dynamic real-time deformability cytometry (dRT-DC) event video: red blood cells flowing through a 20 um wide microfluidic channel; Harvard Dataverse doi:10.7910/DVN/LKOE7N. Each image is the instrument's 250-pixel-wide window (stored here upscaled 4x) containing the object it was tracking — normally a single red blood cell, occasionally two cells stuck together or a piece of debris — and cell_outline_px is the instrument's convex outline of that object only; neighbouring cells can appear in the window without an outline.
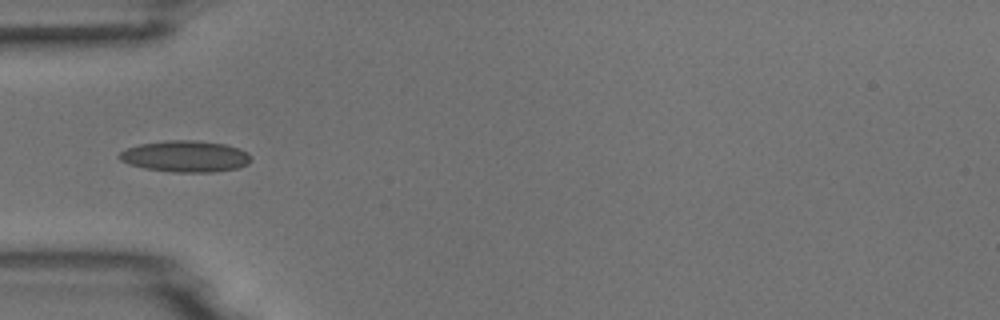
{"species": "common noctule bat (a hibernating species)", "species_latin": "Nyctalus noctula", "temperature_condition": "room temperature", "stored_images_in_passage": 5, "camera_frame_rate_fps": 3000, "um_per_image_px": 0.085, "animal": {"sex": "male", "body_mass_g": 18.8}, "frame": {"image": 1, "passage_image": 5, "time_ms": 4.667, "image_size_px": [1000, 320], "cell_outline_px": [[252, 160], [248, 164], [236, 168], [212, 172], [172, 172], [144, 168], [128, 164], [120, 160], [116, 156], [120, 152], [128, 148], [140, 144], [168, 140], [196, 140], [224, 144], [240, 148], [248, 152], [252, 156]], "centroid_in_image_um": [15.77, 13.29], "position_along_channel_um": 69.2, "area_um2": 24.22}}